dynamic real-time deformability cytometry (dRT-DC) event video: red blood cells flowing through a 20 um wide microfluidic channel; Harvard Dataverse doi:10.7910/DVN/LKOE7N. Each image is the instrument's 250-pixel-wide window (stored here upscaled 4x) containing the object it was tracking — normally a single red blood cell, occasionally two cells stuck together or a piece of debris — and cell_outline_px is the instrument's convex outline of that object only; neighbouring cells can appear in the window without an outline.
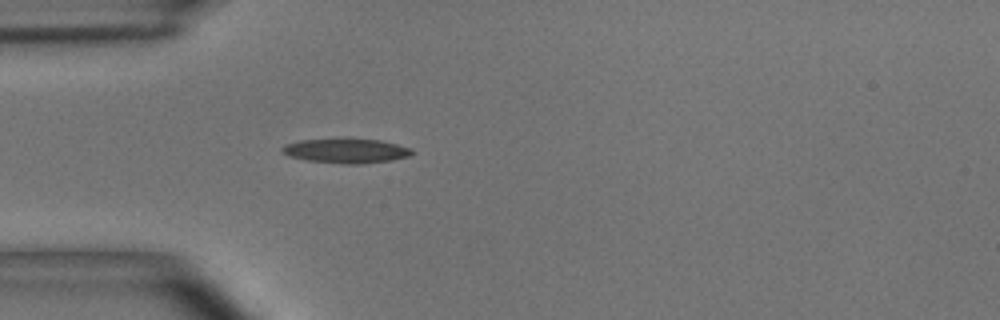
{"species": "common noctule bat (a hibernating species)", "species_latin": "Nyctalus noctula", "temperature_condition": "room temperature", "stored_images_in_passage": 2, "camera_frame_rate_fps": 3000, "um_per_image_px": 0.085, "animal": {"sex": "male", "body_mass_g": 15.6}, "frame": {"image": 1, "passage_image": 2, "time_ms": 0.333, "image_size_px": [1000, 320], "cell_outline_px": [[416, 152], [408, 156], [392, 160], [364, 164], [344, 164], [304, 160], [288, 156], [280, 152], [280, 148], [288, 144], [300, 140], [344, 136], [380, 140], [412, 148]], "centroid_in_image_um": [29.4, 12.79], "position_along_channel_um": 55.6, "area_um2": 19.48}}